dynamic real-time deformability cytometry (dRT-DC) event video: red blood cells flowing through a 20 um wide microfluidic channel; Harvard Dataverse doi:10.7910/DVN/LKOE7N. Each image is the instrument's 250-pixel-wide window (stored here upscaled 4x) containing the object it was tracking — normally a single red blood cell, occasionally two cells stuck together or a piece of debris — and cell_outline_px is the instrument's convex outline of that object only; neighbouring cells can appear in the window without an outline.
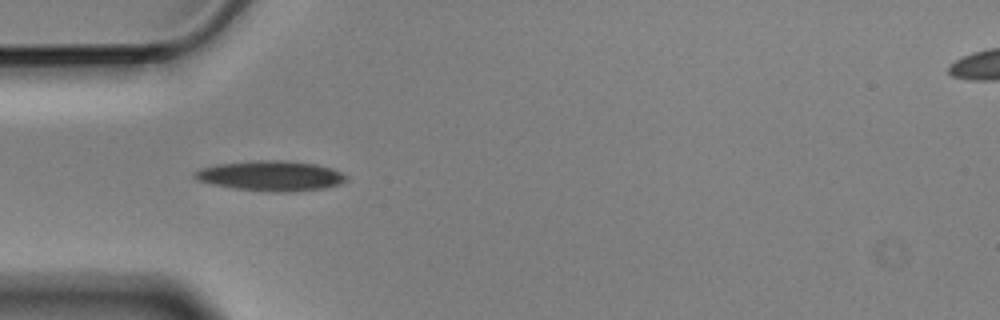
{"species": "Egyptian fruit bat (a non-hibernating species)", "species_latin": "Rousettus aegyptiacus", "temperature_condition": "cold", "stored_images_in_passage": 4, "camera_frame_rate_fps": 3000, "um_per_image_px": 0.085, "animal": {"sex": "male"}, "frame": {"image": 1, "passage_image": 4, "time_ms": 1.0, "image_size_px": [1000, 320], "cell_outline_px": [[348, 180], [340, 184], [324, 188], [284, 192], [276, 192], [232, 188], [212, 184], [196, 180], [192, 176], [192, 172], [200, 168], [216, 164], [256, 160], [284, 160], [316, 164], [332, 168], [348, 176]], "centroid_in_image_um": [22.99, 14.94], "position_along_channel_um": 62.0, "area_um2": 26.76}}